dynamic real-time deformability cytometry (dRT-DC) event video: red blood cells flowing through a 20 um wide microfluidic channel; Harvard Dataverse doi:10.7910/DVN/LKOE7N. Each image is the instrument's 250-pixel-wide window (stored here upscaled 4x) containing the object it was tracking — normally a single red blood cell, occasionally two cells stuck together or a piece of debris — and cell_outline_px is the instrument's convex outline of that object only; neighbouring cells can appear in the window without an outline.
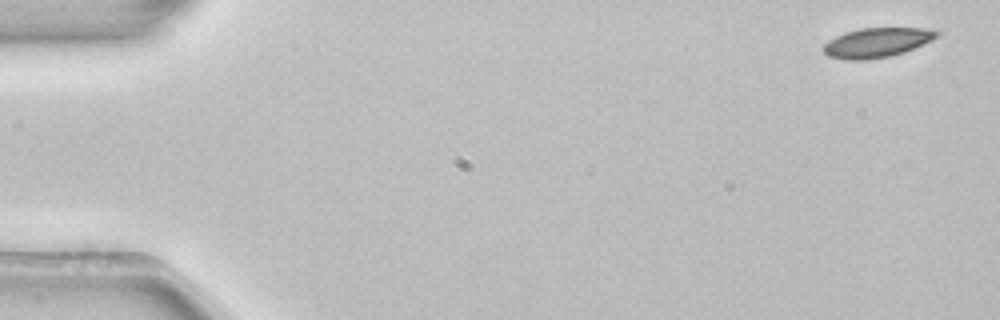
{"species": "common noctule bat (a hibernating species)", "species_latin": "Nyctalus noctula", "temperature_condition": "room temperature", "stored_images_in_passage": 4, "camera_frame_rate_fps": 3000, "um_per_image_px": 0.085, "animal": {"sex": "female", "body_mass_g": 22.7, "forearm_length_mm": 54.2}, "frame": {"image": 1, "passage_image": 1, "time_ms": 0.0, "image_size_px": [1000, 320], "cell_outline_px": [[940, 32], [932, 40], [904, 52], [888, 56], [864, 60], [844, 60], [828, 56], [824, 52], [824, 44], [828, 40], [836, 36], [860, 28], [924, 28]], "centroid_in_image_um": [74.5, 3.62], "position_along_channel_um": 10.5, "area_um2": 19.25}}
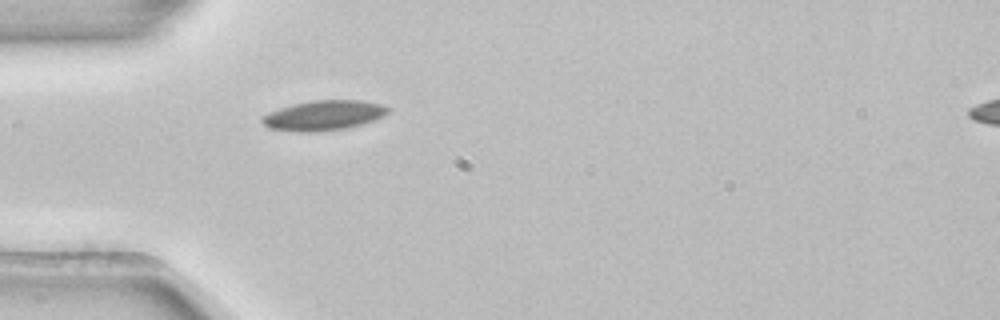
{"frame": {"image": 2, "passage_image": 4, "time_ms": 1.0, "image_size_px": [1000, 320], "cell_outline_px": [[392, 108], [384, 116], [348, 128], [312, 132], [300, 132], [268, 128], [260, 120], [260, 116], [268, 112], [292, 104], [312, 100], [364, 100], [380, 104]], "centroid_in_image_um": [27.49, 9.8], "position_along_channel_um": 57.5, "area_um2": 22.08}}